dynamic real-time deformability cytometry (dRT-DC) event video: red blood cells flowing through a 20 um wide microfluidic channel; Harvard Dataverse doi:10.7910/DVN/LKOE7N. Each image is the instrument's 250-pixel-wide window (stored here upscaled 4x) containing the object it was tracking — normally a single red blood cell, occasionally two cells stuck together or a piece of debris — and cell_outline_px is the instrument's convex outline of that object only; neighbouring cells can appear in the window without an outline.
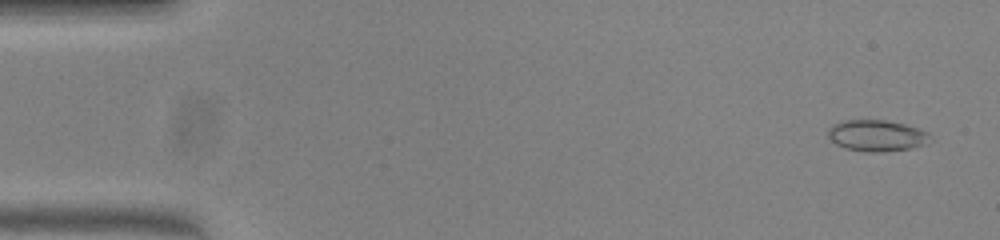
{"species": "common noctule bat (a hibernating species)", "species_latin": "Nyctalus noctula", "temperature_condition": "warm", "stored_images_in_passage": 52, "camera_frame_rate_fps": 3000, "um_per_image_px": 0.085, "animal": {"sex": "female", "body_mass_g": 23.0, "forearm_length_mm": 53.4}, "frame": {"image": 1, "passage_image": 3, "time_ms": 0.667, "image_size_px": [1000, 240], "cell_outline_px": [[932, 140], [928, 144], [912, 148], [880, 152], [864, 152], [844, 148], [836, 144], [828, 136], [828, 128], [832, 124], [844, 120], [884, 120], [904, 124], [920, 128], [928, 132]], "centroid_in_image_um": [74.54, 11.53], "position_along_channel_um": 10.5, "area_um2": 18.9}}
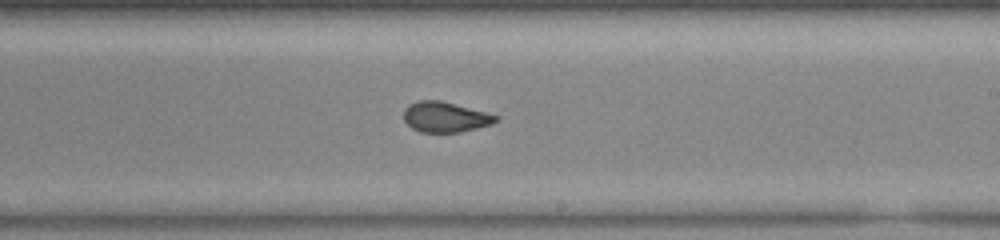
{"frame": {"image": 2, "passage_image": 31, "time_ms": 10.0, "image_size_px": [1000, 240], "cell_outline_px": [[500, 120], [492, 124], [460, 132], [420, 132], [412, 128], [404, 120], [404, 108], [408, 104], [416, 100], [440, 100], [500, 116]], "centroid_in_image_um": [37.84, 9.94], "position_along_channel_um": 251.2, "area_um2": 16.36}}
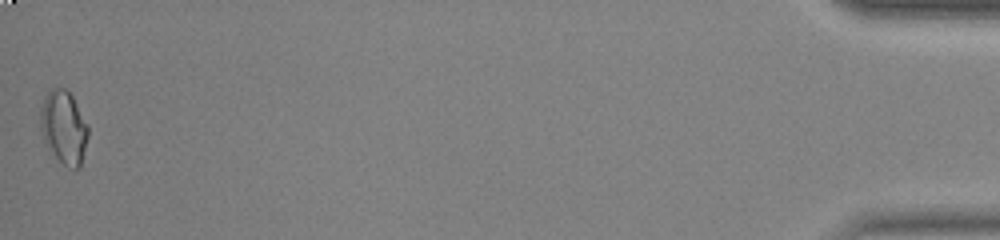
{"frame": {"image": 3, "passage_image": 52, "time_ms": 17.0, "image_size_px": [1000, 240], "cell_outline_px": [[88, 136], [80, 168], [68, 168], [44, 144], [40, 128], [40, 108], [44, 96], [52, 88], [64, 88], [72, 96], [88, 124]], "centroid_in_image_um": [5.41, 10.82], "position_along_channel_um": 429.8, "area_um2": 20.4}}